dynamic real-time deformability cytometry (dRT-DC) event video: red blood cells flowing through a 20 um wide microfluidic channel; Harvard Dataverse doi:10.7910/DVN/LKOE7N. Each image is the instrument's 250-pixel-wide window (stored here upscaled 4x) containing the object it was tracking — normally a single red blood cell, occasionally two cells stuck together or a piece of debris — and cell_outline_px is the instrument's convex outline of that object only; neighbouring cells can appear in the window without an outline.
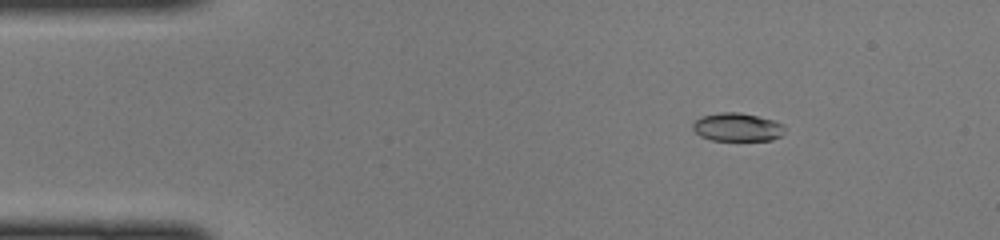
{"species": "common noctule bat (a hibernating species)", "species_latin": "Nyctalus noctula", "temperature_condition": "cold", "stored_images_in_passage": 47, "camera_frame_rate_fps": 3000, "um_per_image_px": 0.085, "animal": {"sex": "female", "body_mass_g": 22.0, "forearm_length_mm": 56.7}, "frame": {"image": 1, "passage_image": 7, "time_ms": 2.0, "image_size_px": [1000, 240], "cell_outline_px": [[784, 132], [780, 136], [772, 140], [712, 140], [700, 136], [692, 128], [692, 120], [700, 116], [720, 112], [740, 112], [772, 120], [784, 124]], "centroid_in_image_um": [62.62, 10.8], "position_along_channel_um": 22.4, "area_um2": 15.26}}
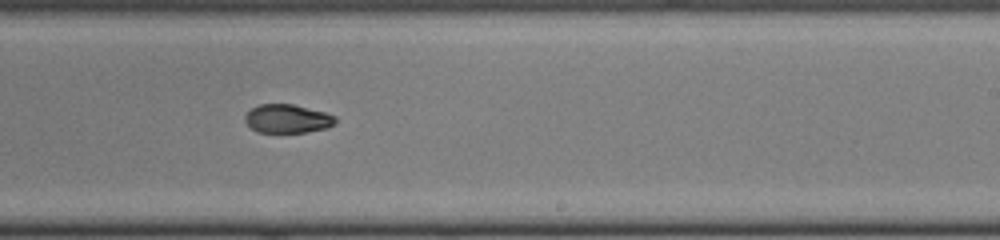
{"frame": {"image": 2, "passage_image": 29, "time_ms": 9.333, "image_size_px": [1000, 240], "cell_outline_px": [[336, 124], [328, 128], [304, 132], [256, 132], [244, 120], [244, 116], [252, 108], [260, 104], [292, 104], [324, 112], [336, 116]], "centroid_in_image_um": [24.45, 10.09], "position_along_channel_um": 264.6, "area_um2": 15.03}}
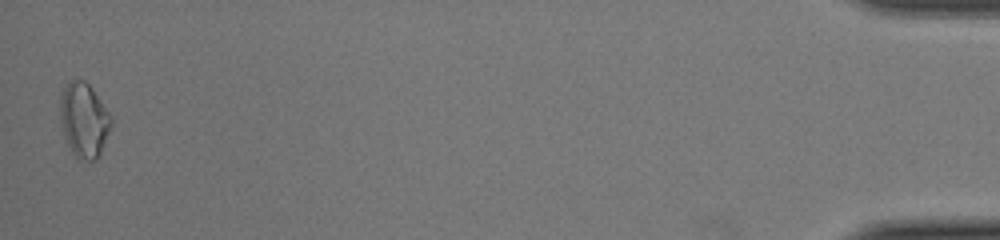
{"frame": {"image": 3, "passage_image": 47, "time_ms": 15.333, "image_size_px": [1000, 240], "cell_outline_px": [[112, 124], [100, 152], [96, 160], [76, 160], [64, 136], [60, 120], [60, 92], [68, 80], [76, 76], [84, 80], [92, 88], [112, 116]], "centroid_in_image_um": [7.11, 10.15], "position_along_channel_um": 428.1, "area_um2": 22.54}}